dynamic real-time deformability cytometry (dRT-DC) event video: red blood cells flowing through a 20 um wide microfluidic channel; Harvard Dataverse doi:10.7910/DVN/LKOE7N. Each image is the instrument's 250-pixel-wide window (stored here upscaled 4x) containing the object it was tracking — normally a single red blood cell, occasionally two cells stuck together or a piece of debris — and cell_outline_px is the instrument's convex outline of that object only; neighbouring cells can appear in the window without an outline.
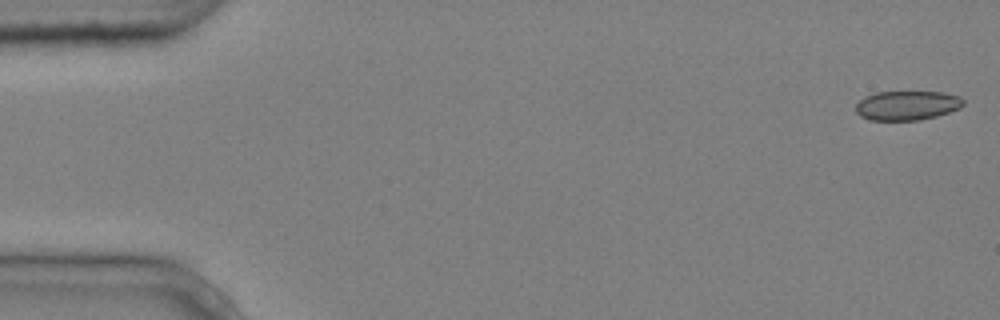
{"species": "common noctule bat (a hibernating species)", "species_latin": "Nyctalus noctula", "temperature_condition": "cold", "stored_images_in_passage": 5, "camera_frame_rate_fps": 3000, "um_per_image_px": 0.085, "animal": {"sex": "male", "body_mass_g": 20.4}, "frame": {"image": 1, "passage_image": 1, "time_ms": 0.0, "image_size_px": [1000, 320], "cell_outline_px": [[964, 104], [960, 108], [936, 116], [920, 120], [868, 120], [860, 116], [856, 112], [856, 104], [864, 96], [876, 92], [944, 92], [960, 96], [964, 100]], "centroid_in_image_um": [77.1, 8.96], "position_along_channel_um": 7.9, "area_um2": 18.5}}